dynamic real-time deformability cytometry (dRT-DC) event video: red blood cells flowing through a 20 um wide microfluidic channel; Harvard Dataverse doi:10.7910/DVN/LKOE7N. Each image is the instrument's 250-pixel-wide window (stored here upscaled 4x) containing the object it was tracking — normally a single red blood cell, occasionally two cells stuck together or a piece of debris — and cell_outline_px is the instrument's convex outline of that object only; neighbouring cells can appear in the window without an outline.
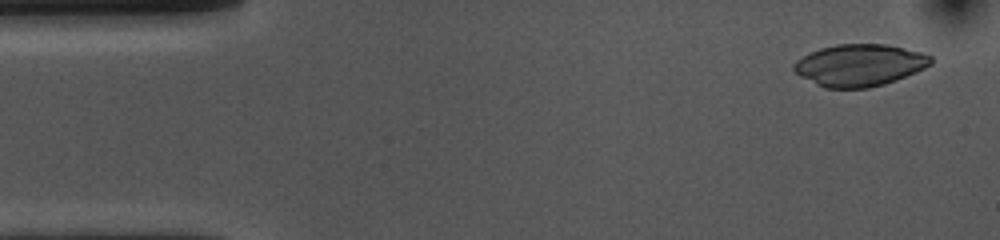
{"species": "common noctule bat (a hibernating species)", "species_latin": "Nyctalus noctula", "temperature_condition": "cold", "stored_images_in_passage": 52, "camera_frame_rate_fps": 3000, "um_per_image_px": 0.085, "animal": {"sex": "female", "body_mass_g": 10.0, "forearm_length_mm": 53.1}, "frame": {"image": 1, "passage_image": 2, "time_ms": 0.333, "image_size_px": [1000, 240], "cell_outline_px": [[932, 64], [916, 72], [896, 80], [884, 84], [868, 88], [824, 88], [800, 76], [792, 68], [792, 64], [796, 60], [820, 48], [836, 44], [884, 44], [904, 48], [920, 52], [932, 56]], "centroid_in_image_um": [73.06, 5.54], "position_along_channel_um": 11.9, "area_um2": 33.41}}